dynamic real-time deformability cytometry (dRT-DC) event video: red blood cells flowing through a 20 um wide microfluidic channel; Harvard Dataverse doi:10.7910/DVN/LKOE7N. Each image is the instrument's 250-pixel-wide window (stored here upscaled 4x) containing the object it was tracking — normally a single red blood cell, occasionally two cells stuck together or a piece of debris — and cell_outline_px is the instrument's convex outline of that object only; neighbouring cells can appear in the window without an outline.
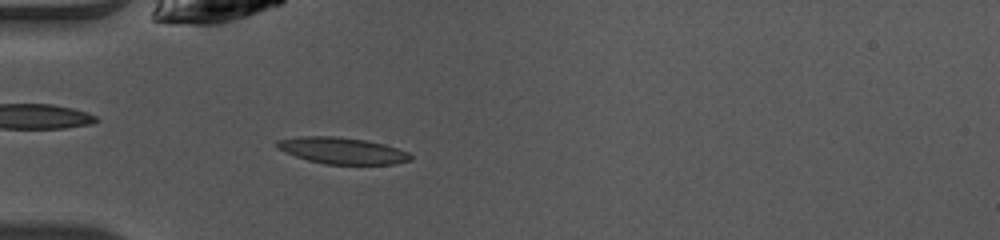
{"species": "common noctule bat (a hibernating species)", "species_latin": "Nyctalus noctula", "temperature_condition": "warm", "stored_images_in_passage": 17, "camera_frame_rate_fps": 3000, "um_per_image_px": 0.085, "animal": {"sex": "female", "body_mass_g": 10.0, "forearm_length_mm": 53.1}, "frame": {"image": 1, "passage_image": 3, "time_ms": 0.667, "image_size_px": [1000, 240], "cell_outline_px": [[412, 160], [392, 164], [324, 164], [308, 160], [284, 152], [276, 148], [276, 140], [300, 136], [336, 136], [364, 140], [384, 144], [408, 152], [412, 156]], "centroid_in_image_um": [29.05, 12.8], "position_along_channel_um": 55.9, "area_um2": 20.58}}
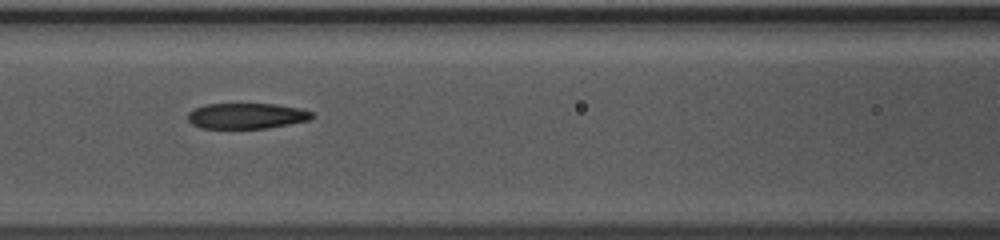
{"frame": {"image": 2, "passage_image": 10, "time_ms": 3.0, "image_size_px": [1000, 240], "cell_outline_px": [[312, 116], [308, 120], [268, 128], [200, 128], [192, 124], [188, 120], [188, 112], [204, 104], [276, 104], [300, 108], [312, 112]], "centroid_in_image_um": [20.93, 9.85], "position_along_channel_um": 145.7, "area_um2": 18.44}}